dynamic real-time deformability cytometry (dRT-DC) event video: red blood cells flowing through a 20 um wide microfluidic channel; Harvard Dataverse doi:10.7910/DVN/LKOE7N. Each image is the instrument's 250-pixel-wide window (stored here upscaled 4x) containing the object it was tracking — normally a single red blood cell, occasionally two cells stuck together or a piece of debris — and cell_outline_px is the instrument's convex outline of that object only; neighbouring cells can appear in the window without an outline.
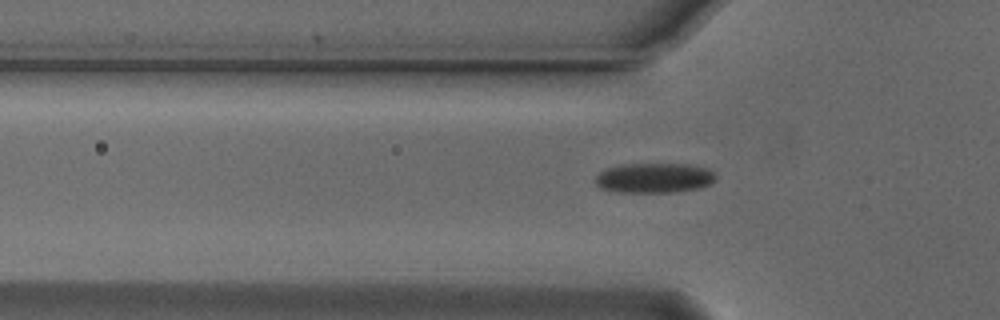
{"species": "Egyptian fruit bat (a non-hibernating species)", "species_latin": "Rousettus aegyptiacus", "temperature_condition": "cold", "stored_images_in_passage": 48, "camera_frame_rate_fps": 3000, "um_per_image_px": 0.085, "animal": {"sex": "male"}, "frame": {"image": 1, "passage_image": 17, "time_ms": 5.333, "image_size_px": [1000, 320], "cell_outline_px": [[716, 180], [700, 188], [676, 192], [616, 192], [600, 188], [596, 184], [596, 176], [600, 172], [608, 168], [620, 164], [688, 164], [704, 168], [712, 172], [716, 176]], "centroid_in_image_um": [55.59, 15.13], "position_along_channel_um": 70.2, "area_um2": 20.92}}
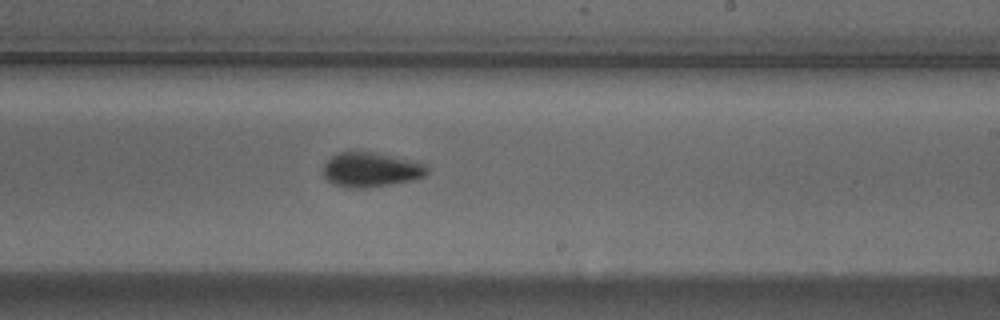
{"frame": {"image": 2, "passage_image": 32, "time_ms": 10.333, "image_size_px": [1000, 320], "cell_outline_px": [[428, 172], [424, 176], [416, 180], [368, 188], [352, 188], [332, 184], [324, 176], [324, 164], [336, 152], [352, 148], [372, 152], [424, 164], [428, 168]], "centroid_in_image_um": [31.47, 14.41], "position_along_channel_um": 257.5, "area_um2": 21.27}}
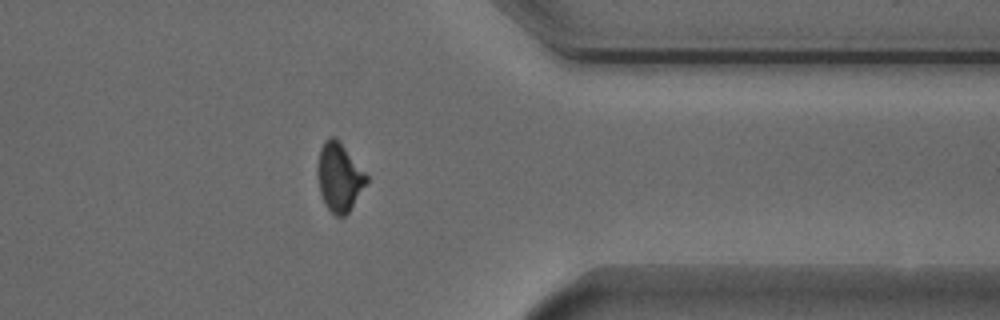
{"frame": {"image": 3, "passage_image": 43, "time_ms": 14.0, "image_size_px": [1000, 320], "cell_outline_px": [[368, 180], [348, 212], [344, 216], [336, 216], [324, 204], [320, 192], [316, 172], [316, 168], [320, 148], [324, 140], [332, 136], [336, 136], [368, 176]], "centroid_in_image_um": [28.8, 15.02], "position_along_channel_um": 382.6, "area_um2": 19.48}, "authors_computed_cell_mechanics": {"area_um2": 20.3456, "velocity_mm_per_s": 3.7483, "shape_relaxation_time_tau1_ms": 2.6949, "shape_relaxation_time_tau2_ms": 4.8446, "deformation_change_tau1": 0.1008, "deformation_change_tau2": 0.0736}}